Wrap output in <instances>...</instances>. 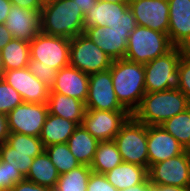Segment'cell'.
<instances>
[{
  "label": "cell",
  "instance_id": "25",
  "mask_svg": "<svg viewBox=\"0 0 190 191\" xmlns=\"http://www.w3.org/2000/svg\"><path fill=\"white\" fill-rule=\"evenodd\" d=\"M59 176L60 174L55 165L51 162L50 157L43 151L34 158L25 179L53 190Z\"/></svg>",
  "mask_w": 190,
  "mask_h": 191
},
{
  "label": "cell",
  "instance_id": "1",
  "mask_svg": "<svg viewBox=\"0 0 190 191\" xmlns=\"http://www.w3.org/2000/svg\"><path fill=\"white\" fill-rule=\"evenodd\" d=\"M109 69L117 100L132 115L146 94L144 64L123 58L113 60Z\"/></svg>",
  "mask_w": 190,
  "mask_h": 191
},
{
  "label": "cell",
  "instance_id": "7",
  "mask_svg": "<svg viewBox=\"0 0 190 191\" xmlns=\"http://www.w3.org/2000/svg\"><path fill=\"white\" fill-rule=\"evenodd\" d=\"M28 65L53 67L59 71L70 64V39L38 33L30 42Z\"/></svg>",
  "mask_w": 190,
  "mask_h": 191
},
{
  "label": "cell",
  "instance_id": "34",
  "mask_svg": "<svg viewBox=\"0 0 190 191\" xmlns=\"http://www.w3.org/2000/svg\"><path fill=\"white\" fill-rule=\"evenodd\" d=\"M24 179L25 177L19 169L13 168L8 165V162L0 159V191H9L15 184Z\"/></svg>",
  "mask_w": 190,
  "mask_h": 191
},
{
  "label": "cell",
  "instance_id": "13",
  "mask_svg": "<svg viewBox=\"0 0 190 191\" xmlns=\"http://www.w3.org/2000/svg\"><path fill=\"white\" fill-rule=\"evenodd\" d=\"M137 25L168 34V0H129Z\"/></svg>",
  "mask_w": 190,
  "mask_h": 191
},
{
  "label": "cell",
  "instance_id": "21",
  "mask_svg": "<svg viewBox=\"0 0 190 191\" xmlns=\"http://www.w3.org/2000/svg\"><path fill=\"white\" fill-rule=\"evenodd\" d=\"M48 112L75 122L78 126L82 125L85 103L74 97H69L59 93H49Z\"/></svg>",
  "mask_w": 190,
  "mask_h": 191
},
{
  "label": "cell",
  "instance_id": "6",
  "mask_svg": "<svg viewBox=\"0 0 190 191\" xmlns=\"http://www.w3.org/2000/svg\"><path fill=\"white\" fill-rule=\"evenodd\" d=\"M114 142L123 162L149 169L147 125L137 121L131 115L121 126Z\"/></svg>",
  "mask_w": 190,
  "mask_h": 191
},
{
  "label": "cell",
  "instance_id": "10",
  "mask_svg": "<svg viewBox=\"0 0 190 191\" xmlns=\"http://www.w3.org/2000/svg\"><path fill=\"white\" fill-rule=\"evenodd\" d=\"M47 114V103L23 102L7 114L9 130L40 137Z\"/></svg>",
  "mask_w": 190,
  "mask_h": 191
},
{
  "label": "cell",
  "instance_id": "24",
  "mask_svg": "<svg viewBox=\"0 0 190 191\" xmlns=\"http://www.w3.org/2000/svg\"><path fill=\"white\" fill-rule=\"evenodd\" d=\"M99 141L82 125L78 126L68 139L71 153L80 165L90 166L93 162Z\"/></svg>",
  "mask_w": 190,
  "mask_h": 191
},
{
  "label": "cell",
  "instance_id": "46",
  "mask_svg": "<svg viewBox=\"0 0 190 191\" xmlns=\"http://www.w3.org/2000/svg\"><path fill=\"white\" fill-rule=\"evenodd\" d=\"M153 191H190V187L180 188L174 186L153 185Z\"/></svg>",
  "mask_w": 190,
  "mask_h": 191
},
{
  "label": "cell",
  "instance_id": "8",
  "mask_svg": "<svg viewBox=\"0 0 190 191\" xmlns=\"http://www.w3.org/2000/svg\"><path fill=\"white\" fill-rule=\"evenodd\" d=\"M112 59L86 35L70 39V66L90 75L108 70Z\"/></svg>",
  "mask_w": 190,
  "mask_h": 191
},
{
  "label": "cell",
  "instance_id": "18",
  "mask_svg": "<svg viewBox=\"0 0 190 191\" xmlns=\"http://www.w3.org/2000/svg\"><path fill=\"white\" fill-rule=\"evenodd\" d=\"M96 46L101 48L112 60L123 59L127 52L128 31L113 30L108 26H92L84 30Z\"/></svg>",
  "mask_w": 190,
  "mask_h": 191
},
{
  "label": "cell",
  "instance_id": "32",
  "mask_svg": "<svg viewBox=\"0 0 190 191\" xmlns=\"http://www.w3.org/2000/svg\"><path fill=\"white\" fill-rule=\"evenodd\" d=\"M0 159L8 162V165L13 168L19 169L25 177L33 163L34 157H31V154L16 153L14 148L4 142L0 145Z\"/></svg>",
  "mask_w": 190,
  "mask_h": 191
},
{
  "label": "cell",
  "instance_id": "27",
  "mask_svg": "<svg viewBox=\"0 0 190 191\" xmlns=\"http://www.w3.org/2000/svg\"><path fill=\"white\" fill-rule=\"evenodd\" d=\"M1 54L5 71L25 68L30 61L29 42L12 38L1 50Z\"/></svg>",
  "mask_w": 190,
  "mask_h": 191
},
{
  "label": "cell",
  "instance_id": "11",
  "mask_svg": "<svg viewBox=\"0 0 190 191\" xmlns=\"http://www.w3.org/2000/svg\"><path fill=\"white\" fill-rule=\"evenodd\" d=\"M130 116L128 111L86 109L82 126L98 141H111Z\"/></svg>",
  "mask_w": 190,
  "mask_h": 191
},
{
  "label": "cell",
  "instance_id": "44",
  "mask_svg": "<svg viewBox=\"0 0 190 191\" xmlns=\"http://www.w3.org/2000/svg\"><path fill=\"white\" fill-rule=\"evenodd\" d=\"M73 1L77 6H79L83 14H86L97 3V0H73Z\"/></svg>",
  "mask_w": 190,
  "mask_h": 191
},
{
  "label": "cell",
  "instance_id": "31",
  "mask_svg": "<svg viewBox=\"0 0 190 191\" xmlns=\"http://www.w3.org/2000/svg\"><path fill=\"white\" fill-rule=\"evenodd\" d=\"M6 143L16 150V153L31 154L36 157L45 151L40 137L29 136L21 133L10 132Z\"/></svg>",
  "mask_w": 190,
  "mask_h": 191
},
{
  "label": "cell",
  "instance_id": "39",
  "mask_svg": "<svg viewBox=\"0 0 190 191\" xmlns=\"http://www.w3.org/2000/svg\"><path fill=\"white\" fill-rule=\"evenodd\" d=\"M9 191H53L51 188L38 185L34 182L24 179L14 185Z\"/></svg>",
  "mask_w": 190,
  "mask_h": 191
},
{
  "label": "cell",
  "instance_id": "33",
  "mask_svg": "<svg viewBox=\"0 0 190 191\" xmlns=\"http://www.w3.org/2000/svg\"><path fill=\"white\" fill-rule=\"evenodd\" d=\"M22 96L3 79H0V113L8 114L23 103Z\"/></svg>",
  "mask_w": 190,
  "mask_h": 191
},
{
  "label": "cell",
  "instance_id": "22",
  "mask_svg": "<svg viewBox=\"0 0 190 191\" xmlns=\"http://www.w3.org/2000/svg\"><path fill=\"white\" fill-rule=\"evenodd\" d=\"M104 175L117 190L122 191L143 183L148 178V169L122 162Z\"/></svg>",
  "mask_w": 190,
  "mask_h": 191
},
{
  "label": "cell",
  "instance_id": "30",
  "mask_svg": "<svg viewBox=\"0 0 190 191\" xmlns=\"http://www.w3.org/2000/svg\"><path fill=\"white\" fill-rule=\"evenodd\" d=\"M45 152L50 157L59 174H64L80 166V163L71 153L67 143L53 144L45 147Z\"/></svg>",
  "mask_w": 190,
  "mask_h": 191
},
{
  "label": "cell",
  "instance_id": "38",
  "mask_svg": "<svg viewBox=\"0 0 190 191\" xmlns=\"http://www.w3.org/2000/svg\"><path fill=\"white\" fill-rule=\"evenodd\" d=\"M137 26L136 20L133 16L132 10L128 7L124 15L120 17V19L111 24L110 27L113 28V30H118V31H128L130 34Z\"/></svg>",
  "mask_w": 190,
  "mask_h": 191
},
{
  "label": "cell",
  "instance_id": "19",
  "mask_svg": "<svg viewBox=\"0 0 190 191\" xmlns=\"http://www.w3.org/2000/svg\"><path fill=\"white\" fill-rule=\"evenodd\" d=\"M88 89L89 75L69 65L57 71L49 93L74 97L85 103Z\"/></svg>",
  "mask_w": 190,
  "mask_h": 191
},
{
  "label": "cell",
  "instance_id": "35",
  "mask_svg": "<svg viewBox=\"0 0 190 191\" xmlns=\"http://www.w3.org/2000/svg\"><path fill=\"white\" fill-rule=\"evenodd\" d=\"M180 86L179 90L190 101V53L186 51L178 64Z\"/></svg>",
  "mask_w": 190,
  "mask_h": 191
},
{
  "label": "cell",
  "instance_id": "36",
  "mask_svg": "<svg viewBox=\"0 0 190 191\" xmlns=\"http://www.w3.org/2000/svg\"><path fill=\"white\" fill-rule=\"evenodd\" d=\"M86 191H119L105 177L104 174L91 173Z\"/></svg>",
  "mask_w": 190,
  "mask_h": 191
},
{
  "label": "cell",
  "instance_id": "9",
  "mask_svg": "<svg viewBox=\"0 0 190 191\" xmlns=\"http://www.w3.org/2000/svg\"><path fill=\"white\" fill-rule=\"evenodd\" d=\"M148 179L152 185L190 187V150L151 165Z\"/></svg>",
  "mask_w": 190,
  "mask_h": 191
},
{
  "label": "cell",
  "instance_id": "4",
  "mask_svg": "<svg viewBox=\"0 0 190 191\" xmlns=\"http://www.w3.org/2000/svg\"><path fill=\"white\" fill-rule=\"evenodd\" d=\"M187 50L173 47L166 54L144 64L146 93L179 89L178 64Z\"/></svg>",
  "mask_w": 190,
  "mask_h": 191
},
{
  "label": "cell",
  "instance_id": "14",
  "mask_svg": "<svg viewBox=\"0 0 190 191\" xmlns=\"http://www.w3.org/2000/svg\"><path fill=\"white\" fill-rule=\"evenodd\" d=\"M2 79L22 96L24 102H48L50 87L37 79L28 67L6 70Z\"/></svg>",
  "mask_w": 190,
  "mask_h": 191
},
{
  "label": "cell",
  "instance_id": "28",
  "mask_svg": "<svg viewBox=\"0 0 190 191\" xmlns=\"http://www.w3.org/2000/svg\"><path fill=\"white\" fill-rule=\"evenodd\" d=\"M91 173L90 166L80 165L69 172L60 174L53 191H86Z\"/></svg>",
  "mask_w": 190,
  "mask_h": 191
},
{
  "label": "cell",
  "instance_id": "48",
  "mask_svg": "<svg viewBox=\"0 0 190 191\" xmlns=\"http://www.w3.org/2000/svg\"><path fill=\"white\" fill-rule=\"evenodd\" d=\"M97 1H109L112 3H128L129 0H97Z\"/></svg>",
  "mask_w": 190,
  "mask_h": 191
},
{
  "label": "cell",
  "instance_id": "23",
  "mask_svg": "<svg viewBox=\"0 0 190 191\" xmlns=\"http://www.w3.org/2000/svg\"><path fill=\"white\" fill-rule=\"evenodd\" d=\"M77 127L78 125L75 122L48 112L40 134V140L44 147L53 144L67 143Z\"/></svg>",
  "mask_w": 190,
  "mask_h": 191
},
{
  "label": "cell",
  "instance_id": "45",
  "mask_svg": "<svg viewBox=\"0 0 190 191\" xmlns=\"http://www.w3.org/2000/svg\"><path fill=\"white\" fill-rule=\"evenodd\" d=\"M122 191H153V185L150 183L149 179L147 178L143 183L132 186Z\"/></svg>",
  "mask_w": 190,
  "mask_h": 191
},
{
  "label": "cell",
  "instance_id": "3",
  "mask_svg": "<svg viewBox=\"0 0 190 191\" xmlns=\"http://www.w3.org/2000/svg\"><path fill=\"white\" fill-rule=\"evenodd\" d=\"M190 108V101L179 89L146 93L132 116L147 126H159Z\"/></svg>",
  "mask_w": 190,
  "mask_h": 191
},
{
  "label": "cell",
  "instance_id": "47",
  "mask_svg": "<svg viewBox=\"0 0 190 191\" xmlns=\"http://www.w3.org/2000/svg\"><path fill=\"white\" fill-rule=\"evenodd\" d=\"M4 71H5V69H4V66H3L2 54H1V51H0V79H2Z\"/></svg>",
  "mask_w": 190,
  "mask_h": 191
},
{
  "label": "cell",
  "instance_id": "43",
  "mask_svg": "<svg viewBox=\"0 0 190 191\" xmlns=\"http://www.w3.org/2000/svg\"><path fill=\"white\" fill-rule=\"evenodd\" d=\"M12 34L7 29V27L0 24V51L4 48V46L12 40Z\"/></svg>",
  "mask_w": 190,
  "mask_h": 191
},
{
  "label": "cell",
  "instance_id": "12",
  "mask_svg": "<svg viewBox=\"0 0 190 191\" xmlns=\"http://www.w3.org/2000/svg\"><path fill=\"white\" fill-rule=\"evenodd\" d=\"M86 109L127 111L117 100L110 69L89 75Z\"/></svg>",
  "mask_w": 190,
  "mask_h": 191
},
{
  "label": "cell",
  "instance_id": "37",
  "mask_svg": "<svg viewBox=\"0 0 190 191\" xmlns=\"http://www.w3.org/2000/svg\"><path fill=\"white\" fill-rule=\"evenodd\" d=\"M29 71L41 82L45 83L48 87L54 84V79L57 73L53 67L28 65Z\"/></svg>",
  "mask_w": 190,
  "mask_h": 191
},
{
  "label": "cell",
  "instance_id": "2",
  "mask_svg": "<svg viewBox=\"0 0 190 191\" xmlns=\"http://www.w3.org/2000/svg\"><path fill=\"white\" fill-rule=\"evenodd\" d=\"M84 14L73 0H45L41 10V32L72 39L84 33Z\"/></svg>",
  "mask_w": 190,
  "mask_h": 191
},
{
  "label": "cell",
  "instance_id": "5",
  "mask_svg": "<svg viewBox=\"0 0 190 191\" xmlns=\"http://www.w3.org/2000/svg\"><path fill=\"white\" fill-rule=\"evenodd\" d=\"M173 47L168 34L137 25L129 35L125 59L145 64Z\"/></svg>",
  "mask_w": 190,
  "mask_h": 191
},
{
  "label": "cell",
  "instance_id": "16",
  "mask_svg": "<svg viewBox=\"0 0 190 191\" xmlns=\"http://www.w3.org/2000/svg\"><path fill=\"white\" fill-rule=\"evenodd\" d=\"M168 37L174 47H190V0H168Z\"/></svg>",
  "mask_w": 190,
  "mask_h": 191
},
{
  "label": "cell",
  "instance_id": "15",
  "mask_svg": "<svg viewBox=\"0 0 190 191\" xmlns=\"http://www.w3.org/2000/svg\"><path fill=\"white\" fill-rule=\"evenodd\" d=\"M149 167L182 154L186 149L161 125L147 126Z\"/></svg>",
  "mask_w": 190,
  "mask_h": 191
},
{
  "label": "cell",
  "instance_id": "29",
  "mask_svg": "<svg viewBox=\"0 0 190 191\" xmlns=\"http://www.w3.org/2000/svg\"><path fill=\"white\" fill-rule=\"evenodd\" d=\"M161 126L186 150H190V108L166 120Z\"/></svg>",
  "mask_w": 190,
  "mask_h": 191
},
{
  "label": "cell",
  "instance_id": "17",
  "mask_svg": "<svg viewBox=\"0 0 190 191\" xmlns=\"http://www.w3.org/2000/svg\"><path fill=\"white\" fill-rule=\"evenodd\" d=\"M41 10L23 9L12 5L5 26L14 39L30 42L41 32Z\"/></svg>",
  "mask_w": 190,
  "mask_h": 191
},
{
  "label": "cell",
  "instance_id": "40",
  "mask_svg": "<svg viewBox=\"0 0 190 191\" xmlns=\"http://www.w3.org/2000/svg\"><path fill=\"white\" fill-rule=\"evenodd\" d=\"M45 0H10L12 5L23 9L42 10Z\"/></svg>",
  "mask_w": 190,
  "mask_h": 191
},
{
  "label": "cell",
  "instance_id": "41",
  "mask_svg": "<svg viewBox=\"0 0 190 191\" xmlns=\"http://www.w3.org/2000/svg\"><path fill=\"white\" fill-rule=\"evenodd\" d=\"M9 134H10V130H9V125L7 121V115L0 113V145L6 142Z\"/></svg>",
  "mask_w": 190,
  "mask_h": 191
},
{
  "label": "cell",
  "instance_id": "26",
  "mask_svg": "<svg viewBox=\"0 0 190 191\" xmlns=\"http://www.w3.org/2000/svg\"><path fill=\"white\" fill-rule=\"evenodd\" d=\"M123 162L114 140L99 141L90 168L93 172L105 174Z\"/></svg>",
  "mask_w": 190,
  "mask_h": 191
},
{
  "label": "cell",
  "instance_id": "20",
  "mask_svg": "<svg viewBox=\"0 0 190 191\" xmlns=\"http://www.w3.org/2000/svg\"><path fill=\"white\" fill-rule=\"evenodd\" d=\"M129 3H112L109 1H97L95 6L84 14V30L92 26H108L117 22L124 15Z\"/></svg>",
  "mask_w": 190,
  "mask_h": 191
},
{
  "label": "cell",
  "instance_id": "42",
  "mask_svg": "<svg viewBox=\"0 0 190 191\" xmlns=\"http://www.w3.org/2000/svg\"><path fill=\"white\" fill-rule=\"evenodd\" d=\"M11 8L12 3L10 2V0H0V24H5Z\"/></svg>",
  "mask_w": 190,
  "mask_h": 191
}]
</instances>
